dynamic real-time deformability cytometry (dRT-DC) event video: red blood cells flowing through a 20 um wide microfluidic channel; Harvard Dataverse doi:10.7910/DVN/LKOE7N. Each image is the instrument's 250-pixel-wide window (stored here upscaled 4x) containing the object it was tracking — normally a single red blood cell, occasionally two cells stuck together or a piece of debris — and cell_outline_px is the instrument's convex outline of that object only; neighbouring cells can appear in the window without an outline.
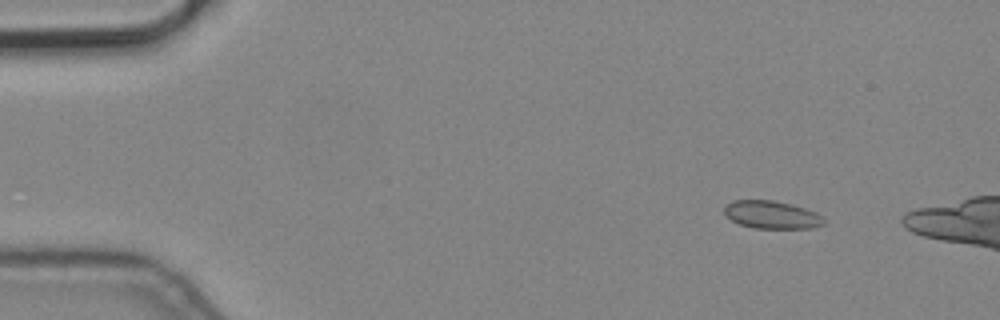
{"species": "common noctule bat (a hibernating species)", "species_latin": "Nyctalus noctula", "temperature_condition": "cold", "stored_images_in_passage": 4, "camera_frame_rate_fps": 3000, "um_per_image_px": 0.085, "animal": {"sex": "male", "body_mass_g": 19.2, "forearm_length_mm": 51.8}, "frame": {"image": 1, "passage_image": 2, "time_ms": 0.333, "image_size_px": [1000, 320], "cell_outline_px": [[824, 224], [812, 228], [752, 228], [740, 224], [732, 220], [724, 212], [724, 204], [732, 200], [772, 200], [804, 208], [816, 212], [824, 220]], "centroid_in_image_um": [65.56, 18.25], "position_along_channel_um": 19.4, "area_um2": 16.01}}